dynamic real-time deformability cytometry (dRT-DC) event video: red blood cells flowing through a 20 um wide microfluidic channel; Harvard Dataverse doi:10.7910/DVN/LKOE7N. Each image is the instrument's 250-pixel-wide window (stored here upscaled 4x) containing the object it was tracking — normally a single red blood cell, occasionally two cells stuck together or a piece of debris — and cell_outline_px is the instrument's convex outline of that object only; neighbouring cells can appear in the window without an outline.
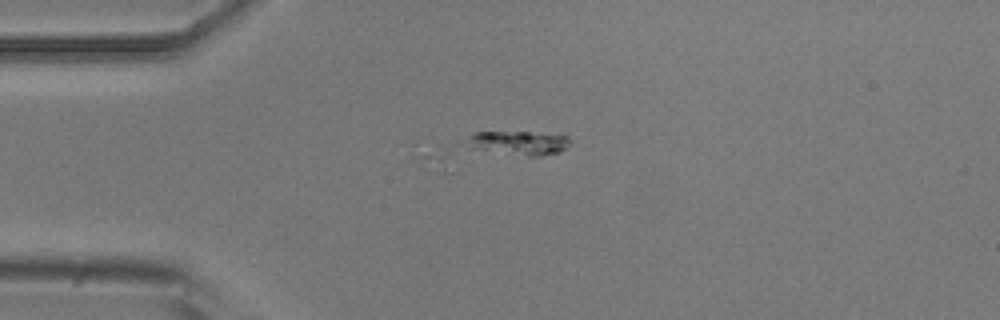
{"species": "common noctule bat (a hibernating species)", "species_latin": "Nyctalus noctula", "temperature_condition": "room temperature", "stored_images_in_passage": 3, "camera_frame_rate_fps": 3000, "um_per_image_px": 0.085, "animal": {"sex": "male", "body_mass_g": 20.5, "forearm_length_mm": 52.5}, "frame": {"image": 1, "passage_image": 3, "time_ms": 0.667, "image_size_px": [1000, 320], "cell_outline_px": [[568, 144], [560, 152], [444, 176], [436, 160], [436, 156], [460, 140], [476, 132], [528, 132], [568, 136]], "centroid_in_image_um": [42.27, 12.75], "position_along_channel_um": 42.7, "area_um2": 26.01}}